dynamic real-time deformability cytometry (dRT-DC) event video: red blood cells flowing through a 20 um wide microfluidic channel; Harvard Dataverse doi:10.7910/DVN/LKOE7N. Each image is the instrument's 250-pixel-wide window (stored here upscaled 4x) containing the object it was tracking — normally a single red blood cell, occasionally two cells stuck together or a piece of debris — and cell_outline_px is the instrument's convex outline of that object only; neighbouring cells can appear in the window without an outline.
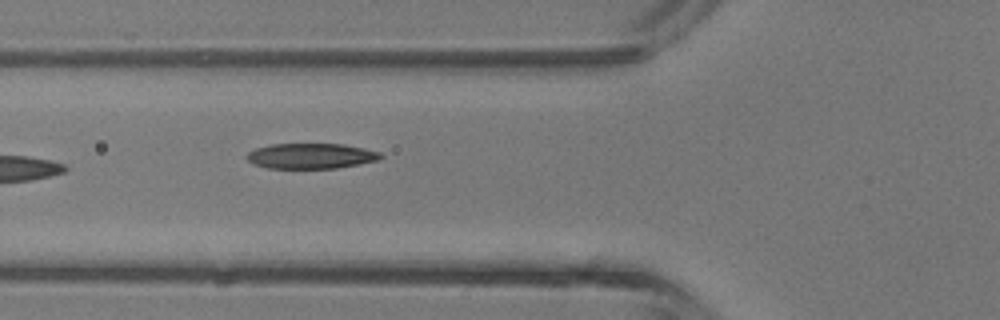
{"species": "common noctule bat (a hibernating species)", "species_latin": "Nyctalus noctula", "temperature_condition": "room temperature", "stored_images_in_passage": 6, "camera_frame_rate_fps": 3000, "um_per_image_px": 0.085, "animal": {"sex": "male", "body_mass_g": 13.3}, "frame": {"image": 1, "passage_image": 6, "time_ms": 5.667, "image_size_px": [1000, 320], "cell_outline_px": [[384, 156], [380, 160], [336, 168], [268, 168], [252, 164], [244, 156], [248, 152], [256, 148], [272, 144], [344, 144], [364, 148], [380, 152]], "centroid_in_image_um": [26.43, 13.26], "position_along_channel_um": 99.4, "area_um2": 19.88}}